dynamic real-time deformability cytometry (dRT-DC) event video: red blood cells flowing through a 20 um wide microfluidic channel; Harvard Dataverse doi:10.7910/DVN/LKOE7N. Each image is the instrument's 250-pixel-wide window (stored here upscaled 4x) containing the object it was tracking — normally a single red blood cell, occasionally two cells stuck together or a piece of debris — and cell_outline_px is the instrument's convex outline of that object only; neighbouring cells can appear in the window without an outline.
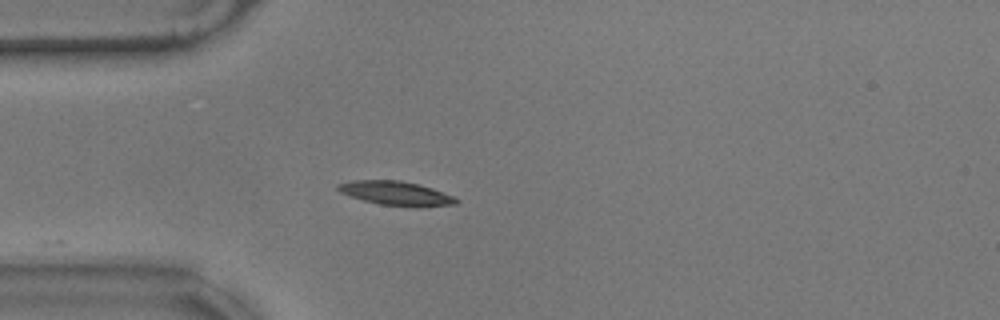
{"species": "common noctule bat (a hibernating species)", "species_latin": "Nyctalus noctula", "temperature_condition": "warm", "stored_images_in_passage": 39, "camera_frame_rate_fps": 3000, "um_per_image_px": 0.085, "animal": {"sex": "male", "body_mass_g": 17.9}, "frame": {"image": 1, "passage_image": 1, "time_ms": 0.0, "image_size_px": [1000, 320], "cell_outline_px": [[460, 200], [456, 204], [380, 204], [364, 200], [340, 192], [336, 188], [336, 184], [352, 180], [400, 180], [420, 184], [432, 188], [452, 196]], "centroid_in_image_um": [33.55, 16.36], "position_along_channel_um": 51.4, "area_um2": 15.61}}
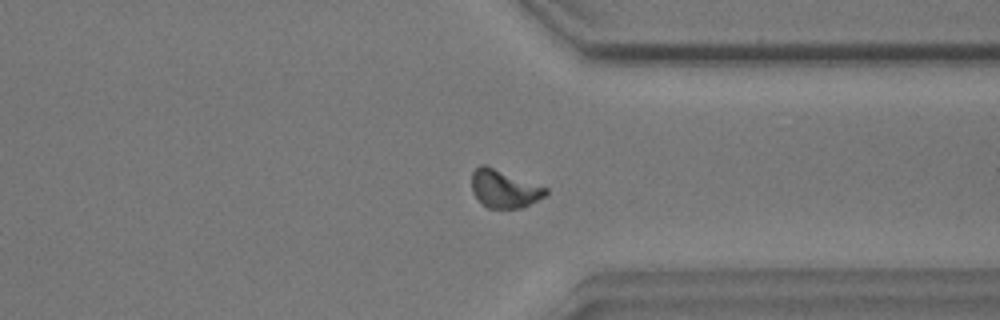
{"frame": {"image": 2, "passage_image": 29, "time_ms": 9.333, "image_size_px": [1000, 320], "cell_outline_px": [[548, 192], [544, 196], [520, 208], [488, 208], [480, 204], [472, 192], [472, 172], [480, 164], [484, 164], [548, 188]], "centroid_in_image_um": [42.81, 16.05], "position_along_channel_um": 368.6, "area_um2": 16.24}}
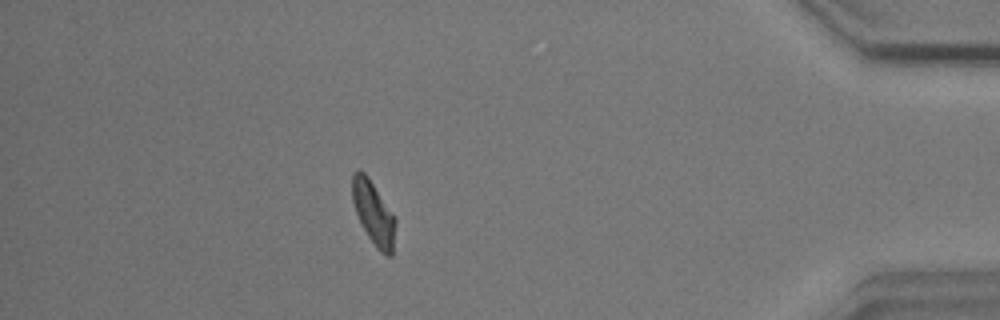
{"frame": {"image": 3, "passage_image": 36, "time_ms": 11.667, "image_size_px": [1000, 320], "cell_outline_px": [[396, 224], [392, 256], [388, 256], [380, 252], [376, 248], [368, 236], [356, 212], [352, 200], [352, 172], [364, 172], [396, 216]], "centroid_in_image_um": [31.78, 18.14], "position_along_channel_um": 403.4, "area_um2": 15.84}, "authors_computed_cell_mechanics": {"area_um2": 16.0106, "velocity_mm_per_s": 3.4904, "shape_relaxation_time_tau1_ms": 5.6716, "shape_relaxation_time_tau2_ms": 4.737, "deformation_change_tau1": 0.1307, "deformation_change_tau2": 0.094}}